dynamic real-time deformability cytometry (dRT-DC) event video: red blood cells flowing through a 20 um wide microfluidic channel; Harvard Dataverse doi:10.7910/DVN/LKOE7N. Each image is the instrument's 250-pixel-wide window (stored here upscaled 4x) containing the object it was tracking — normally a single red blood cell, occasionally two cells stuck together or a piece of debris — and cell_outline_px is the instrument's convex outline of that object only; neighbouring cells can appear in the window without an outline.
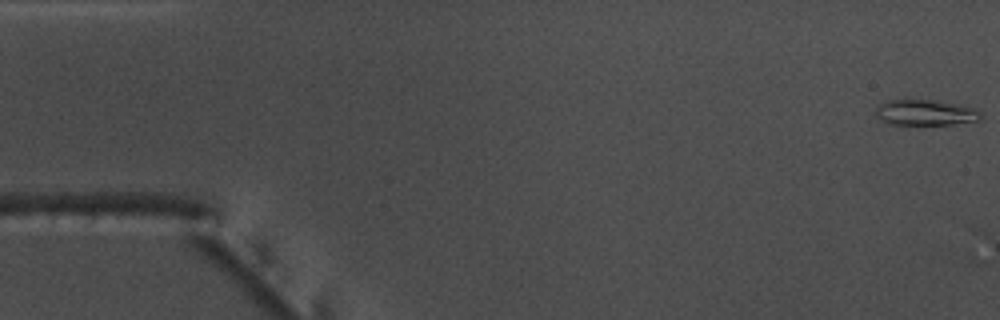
{"species": "common noctule bat (a hibernating species)", "species_latin": "Nyctalus noctula", "temperature_condition": "warm", "stored_images_in_passage": 3, "camera_frame_rate_fps": 3000, "um_per_image_px": 0.085, "animal": {"sex": "male", "body_mass_g": 17.5, "forearm_length_mm": 52.3}, "frame": {"image": 1, "passage_image": 1, "time_ms": 0.0, "image_size_px": [1000, 320], "cell_outline_px": [[984, 116], [980, 120], [952, 124], [888, 124], [876, 116], [876, 108], [880, 104], [888, 100], [904, 96], [932, 100], [956, 104], [972, 108], [980, 112]], "centroid_in_image_um": [78.6, 9.53], "position_along_channel_um": 6.4, "area_um2": 16.13}}